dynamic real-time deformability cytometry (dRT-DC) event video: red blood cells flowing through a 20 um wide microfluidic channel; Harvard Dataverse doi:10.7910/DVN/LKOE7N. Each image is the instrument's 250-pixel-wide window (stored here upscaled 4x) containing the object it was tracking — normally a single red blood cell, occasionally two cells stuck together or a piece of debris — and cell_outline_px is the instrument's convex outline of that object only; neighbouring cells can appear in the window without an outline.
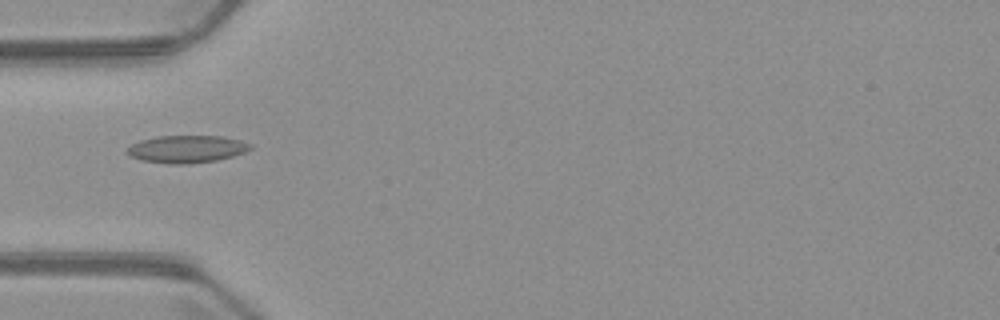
{"species": "common noctule bat (a hibernating species)", "species_latin": "Nyctalus noctula", "temperature_condition": "warm", "stored_images_in_passage": 5, "camera_frame_rate_fps": 3000, "um_per_image_px": 0.085, "animal": {"sex": "male", "body_mass_g": 23.1, "forearm_length_mm": 52.7}, "frame": {"image": 1, "passage_image": 5, "time_ms": 4.667, "image_size_px": [1000, 320], "cell_outline_px": [[252, 148], [244, 152], [232, 156], [216, 160], [188, 164], [168, 164], [140, 160], [124, 152], [132, 144], [140, 140], [156, 136], [224, 136], [240, 140], [252, 144]], "centroid_in_image_um": [15.86, 12.67], "position_along_channel_um": 69.1, "area_um2": 19.77}}